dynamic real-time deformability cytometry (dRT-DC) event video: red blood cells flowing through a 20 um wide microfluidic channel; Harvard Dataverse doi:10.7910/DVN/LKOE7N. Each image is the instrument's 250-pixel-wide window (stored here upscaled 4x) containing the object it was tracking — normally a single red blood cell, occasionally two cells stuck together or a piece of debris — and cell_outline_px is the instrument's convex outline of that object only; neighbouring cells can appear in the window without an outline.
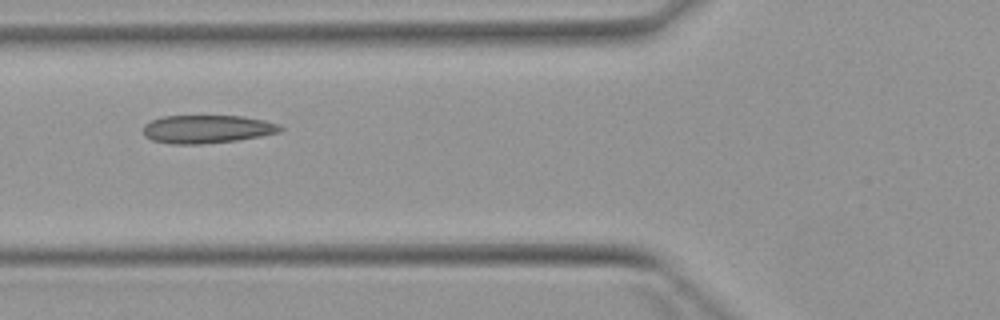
{"species": "Egyptian fruit bat (a non-hibernating species)", "species_latin": "Rousettus aegyptiacus", "temperature_condition": "warm", "stored_images_in_passage": 3, "camera_frame_rate_fps": 3000, "um_per_image_px": 0.085, "animal": {"sex": "female"}, "frame": {"image": 1, "passage_image": 3, "time_ms": 2.0, "image_size_px": [1000, 320], "cell_outline_px": [[284, 128], [280, 132], [260, 136], [236, 140], [200, 144], [172, 144], [152, 140], [144, 136], [144, 124], [152, 120], [164, 116], [244, 116], [264, 120], [280, 124]], "centroid_in_image_um": [17.61, 10.97], "position_along_channel_um": 108.2, "area_um2": 22.48}}